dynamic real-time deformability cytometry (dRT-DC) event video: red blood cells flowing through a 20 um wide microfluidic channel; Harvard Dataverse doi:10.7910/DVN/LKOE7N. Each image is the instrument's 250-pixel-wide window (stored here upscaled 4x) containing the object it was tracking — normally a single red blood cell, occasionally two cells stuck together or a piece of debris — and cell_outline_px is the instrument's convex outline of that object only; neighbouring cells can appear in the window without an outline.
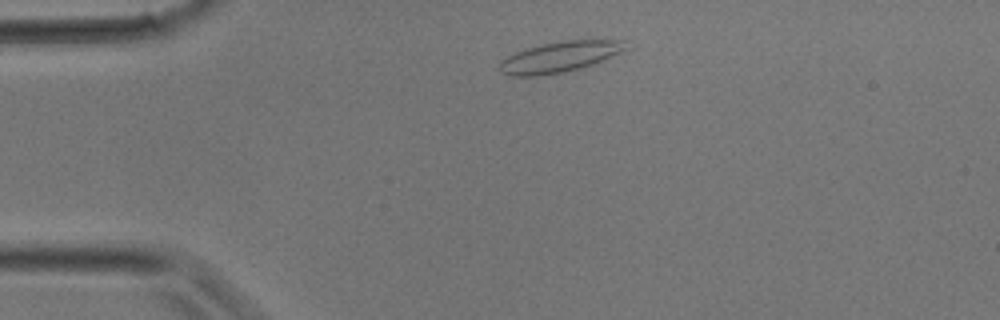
{"species": "common noctule bat (a hibernating species)", "species_latin": "Nyctalus noctula", "temperature_condition": "room temperature", "stored_images_in_passage": 2, "camera_frame_rate_fps": 3000, "um_per_image_px": 0.085, "animal": {"sex": "male", "body_mass_g": 17.9}, "frame": {"image": 1, "passage_image": 1, "time_ms": 0.0, "image_size_px": [1000, 320], "cell_outline_px": [[628, 48], [620, 52], [592, 64], [580, 68], [564, 72], [536, 76], [508, 76], [500, 72], [500, 60], [516, 52], [528, 48], [544, 44], [564, 40], [624, 40]], "centroid_in_image_um": [47.54, 4.84], "position_along_channel_um": 37.5, "area_um2": 22.25}}